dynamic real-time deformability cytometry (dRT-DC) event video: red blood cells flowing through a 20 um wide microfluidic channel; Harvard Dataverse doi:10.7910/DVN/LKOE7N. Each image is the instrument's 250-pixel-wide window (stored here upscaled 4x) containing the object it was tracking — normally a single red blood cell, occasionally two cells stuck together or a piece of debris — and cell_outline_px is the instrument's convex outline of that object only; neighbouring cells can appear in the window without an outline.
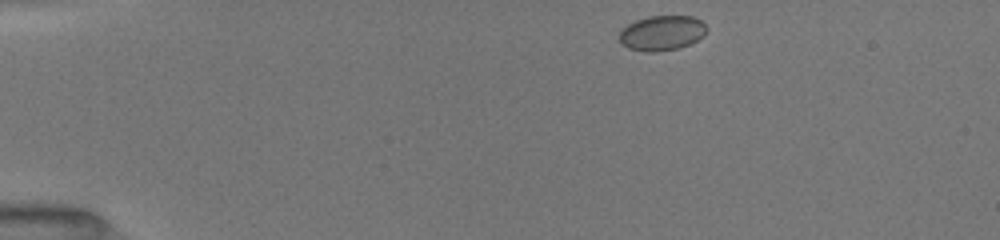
{"species": "common noctule bat (a hibernating species)", "species_latin": "Nyctalus noctula", "temperature_condition": "room temperature", "stored_images_in_passage": 15, "camera_frame_rate_fps": 3000, "um_per_image_px": 0.085, "animal": {"sex": "female", "body_mass_g": 19.5, "forearm_length_mm": 54.1}, "frame": {"image": 1, "passage_image": 1, "time_ms": 0.0, "image_size_px": [1000, 240], "cell_outline_px": [[708, 28], [704, 36], [680, 48], [656, 52], [644, 52], [628, 48], [620, 44], [620, 28], [636, 20], [648, 16], [692, 16], [700, 20]], "centroid_in_image_um": [56.24, 2.81], "position_along_channel_um": 28.8, "area_um2": 17.98}}
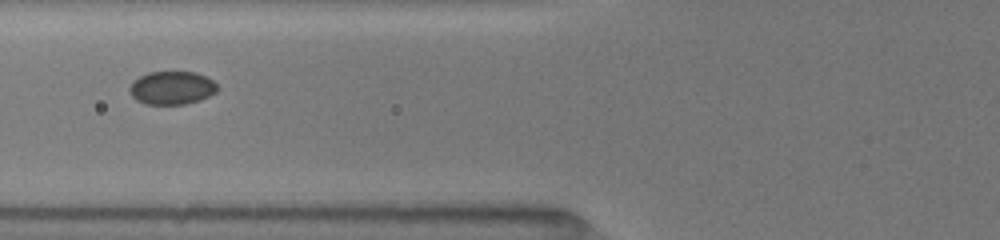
{"frame": {"image": 2, "passage_image": 10, "time_ms": 4.0, "image_size_px": [1000, 240], "cell_outline_px": [[220, 88], [216, 92], [200, 100], [184, 104], [144, 104], [136, 100], [132, 96], [128, 88], [132, 80], [148, 72], [196, 72], [212, 80]], "centroid_in_image_um": [14.59, 7.47], "position_along_channel_um": 111.2, "area_um2": 17.11}}
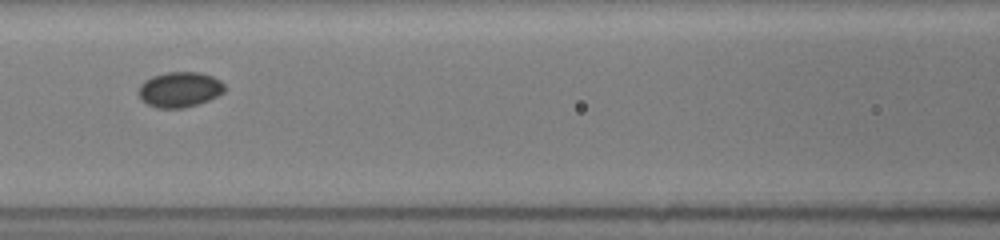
{"frame": {"image": 3, "passage_image": 12, "time_ms": 5.0, "image_size_px": [1000, 240], "cell_outline_px": [[224, 92], [208, 100], [184, 108], [156, 108], [148, 104], [136, 92], [140, 84], [144, 80], [152, 76], [164, 72], [200, 72], [212, 76], [220, 80], [224, 84]], "centroid_in_image_um": [15.25, 7.59], "position_along_channel_um": 151.4, "area_um2": 17.74}}